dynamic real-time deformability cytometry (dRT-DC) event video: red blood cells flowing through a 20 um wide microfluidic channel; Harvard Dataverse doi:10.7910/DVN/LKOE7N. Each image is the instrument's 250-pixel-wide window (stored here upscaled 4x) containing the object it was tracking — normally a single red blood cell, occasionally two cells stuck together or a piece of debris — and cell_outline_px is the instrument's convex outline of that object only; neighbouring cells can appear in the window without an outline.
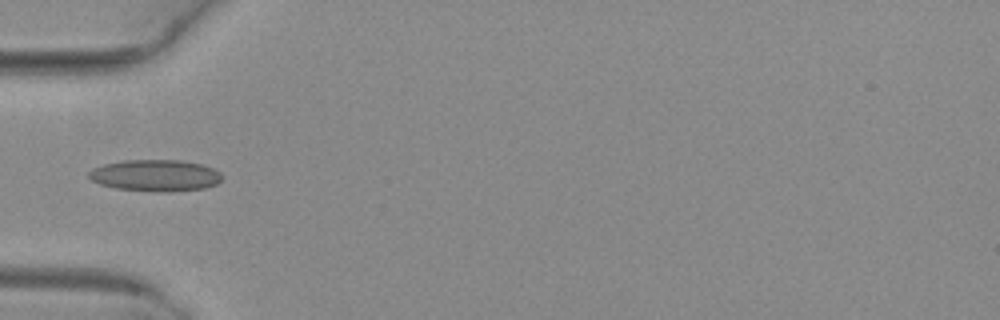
{"species": "common noctule bat (a hibernating species)", "species_latin": "Nyctalus noctula", "temperature_condition": "warm", "stored_images_in_passage": 5, "camera_frame_rate_fps": 3000, "um_per_image_px": 0.085, "animal": {"sex": "female", "body_mass_g": 29.2, "forearm_length_mm": 56.3}, "frame": {"image": 1, "passage_image": 5, "time_ms": 1.333, "image_size_px": [1000, 320], "cell_outline_px": [[224, 176], [216, 184], [204, 188], [168, 192], [160, 192], [116, 188], [100, 184], [92, 180], [88, 176], [88, 172], [92, 168], [104, 164], [124, 160], [180, 160], [200, 164], [212, 168], [220, 172]], "centroid_in_image_um": [13.2, 14.91], "position_along_channel_um": 71.8, "area_um2": 24.51}}